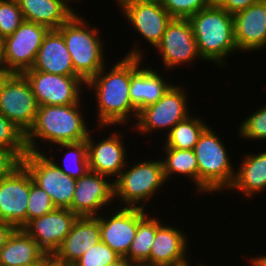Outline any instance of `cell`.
<instances>
[{
	"label": "cell",
	"mask_w": 266,
	"mask_h": 266,
	"mask_svg": "<svg viewBox=\"0 0 266 266\" xmlns=\"http://www.w3.org/2000/svg\"><path fill=\"white\" fill-rule=\"evenodd\" d=\"M242 159V160H241ZM240 165H236L235 177L228 192L241 194L242 200H251L266 192V149L257 154L248 152L239 159ZM230 190V191H229ZM257 194V195H256ZM255 195V196H254ZM243 196V197H242ZM246 198V199H245Z\"/></svg>",
	"instance_id": "cell-23"
},
{
	"label": "cell",
	"mask_w": 266,
	"mask_h": 266,
	"mask_svg": "<svg viewBox=\"0 0 266 266\" xmlns=\"http://www.w3.org/2000/svg\"><path fill=\"white\" fill-rule=\"evenodd\" d=\"M136 266H158V265H153L148 263H136Z\"/></svg>",
	"instance_id": "cell-45"
},
{
	"label": "cell",
	"mask_w": 266,
	"mask_h": 266,
	"mask_svg": "<svg viewBox=\"0 0 266 266\" xmlns=\"http://www.w3.org/2000/svg\"><path fill=\"white\" fill-rule=\"evenodd\" d=\"M207 1L209 6H218V7H221L226 2V0H207Z\"/></svg>",
	"instance_id": "cell-44"
},
{
	"label": "cell",
	"mask_w": 266,
	"mask_h": 266,
	"mask_svg": "<svg viewBox=\"0 0 266 266\" xmlns=\"http://www.w3.org/2000/svg\"><path fill=\"white\" fill-rule=\"evenodd\" d=\"M108 266H136V263L129 261L126 257H120L118 260Z\"/></svg>",
	"instance_id": "cell-43"
},
{
	"label": "cell",
	"mask_w": 266,
	"mask_h": 266,
	"mask_svg": "<svg viewBox=\"0 0 266 266\" xmlns=\"http://www.w3.org/2000/svg\"><path fill=\"white\" fill-rule=\"evenodd\" d=\"M173 18L189 19L198 11L209 6L207 0H160Z\"/></svg>",
	"instance_id": "cell-36"
},
{
	"label": "cell",
	"mask_w": 266,
	"mask_h": 266,
	"mask_svg": "<svg viewBox=\"0 0 266 266\" xmlns=\"http://www.w3.org/2000/svg\"><path fill=\"white\" fill-rule=\"evenodd\" d=\"M33 179L21 164L9 176L0 179V220L16 229L27 225V206Z\"/></svg>",
	"instance_id": "cell-17"
},
{
	"label": "cell",
	"mask_w": 266,
	"mask_h": 266,
	"mask_svg": "<svg viewBox=\"0 0 266 266\" xmlns=\"http://www.w3.org/2000/svg\"><path fill=\"white\" fill-rule=\"evenodd\" d=\"M127 1H134V0H115V2H127Z\"/></svg>",
	"instance_id": "cell-48"
},
{
	"label": "cell",
	"mask_w": 266,
	"mask_h": 266,
	"mask_svg": "<svg viewBox=\"0 0 266 266\" xmlns=\"http://www.w3.org/2000/svg\"><path fill=\"white\" fill-rule=\"evenodd\" d=\"M76 11L57 30L62 34L71 55L74 72L85 82L94 77L106 64L105 42L98 27ZM91 27H90V26ZM100 34V35H99ZM104 41V42H103Z\"/></svg>",
	"instance_id": "cell-5"
},
{
	"label": "cell",
	"mask_w": 266,
	"mask_h": 266,
	"mask_svg": "<svg viewBox=\"0 0 266 266\" xmlns=\"http://www.w3.org/2000/svg\"><path fill=\"white\" fill-rule=\"evenodd\" d=\"M198 264H199V265L196 264L195 266H209V264L207 265V263H203V264H201V263L198 262Z\"/></svg>",
	"instance_id": "cell-47"
},
{
	"label": "cell",
	"mask_w": 266,
	"mask_h": 266,
	"mask_svg": "<svg viewBox=\"0 0 266 266\" xmlns=\"http://www.w3.org/2000/svg\"><path fill=\"white\" fill-rule=\"evenodd\" d=\"M133 33L139 34L153 49L161 42L163 34L173 17L160 0H134L116 2Z\"/></svg>",
	"instance_id": "cell-12"
},
{
	"label": "cell",
	"mask_w": 266,
	"mask_h": 266,
	"mask_svg": "<svg viewBox=\"0 0 266 266\" xmlns=\"http://www.w3.org/2000/svg\"><path fill=\"white\" fill-rule=\"evenodd\" d=\"M0 148L13 151L20 159L28 152L25 133L0 113Z\"/></svg>",
	"instance_id": "cell-31"
},
{
	"label": "cell",
	"mask_w": 266,
	"mask_h": 266,
	"mask_svg": "<svg viewBox=\"0 0 266 266\" xmlns=\"http://www.w3.org/2000/svg\"><path fill=\"white\" fill-rule=\"evenodd\" d=\"M36 266H70L53 255H46Z\"/></svg>",
	"instance_id": "cell-40"
},
{
	"label": "cell",
	"mask_w": 266,
	"mask_h": 266,
	"mask_svg": "<svg viewBox=\"0 0 266 266\" xmlns=\"http://www.w3.org/2000/svg\"><path fill=\"white\" fill-rule=\"evenodd\" d=\"M116 208L115 205L108 212L103 211L95 217L99 221L101 241L120 257H124L135 238L138 222L148 213V209Z\"/></svg>",
	"instance_id": "cell-15"
},
{
	"label": "cell",
	"mask_w": 266,
	"mask_h": 266,
	"mask_svg": "<svg viewBox=\"0 0 266 266\" xmlns=\"http://www.w3.org/2000/svg\"><path fill=\"white\" fill-rule=\"evenodd\" d=\"M203 119L204 117L191 114L185 120L176 123L164 137L160 148L194 149L200 134L209 125Z\"/></svg>",
	"instance_id": "cell-29"
},
{
	"label": "cell",
	"mask_w": 266,
	"mask_h": 266,
	"mask_svg": "<svg viewBox=\"0 0 266 266\" xmlns=\"http://www.w3.org/2000/svg\"><path fill=\"white\" fill-rule=\"evenodd\" d=\"M11 74L12 72L10 70L6 69L4 66H0V93L4 83Z\"/></svg>",
	"instance_id": "cell-42"
},
{
	"label": "cell",
	"mask_w": 266,
	"mask_h": 266,
	"mask_svg": "<svg viewBox=\"0 0 266 266\" xmlns=\"http://www.w3.org/2000/svg\"><path fill=\"white\" fill-rule=\"evenodd\" d=\"M0 66H3V64H2L1 40H0Z\"/></svg>",
	"instance_id": "cell-46"
},
{
	"label": "cell",
	"mask_w": 266,
	"mask_h": 266,
	"mask_svg": "<svg viewBox=\"0 0 266 266\" xmlns=\"http://www.w3.org/2000/svg\"><path fill=\"white\" fill-rule=\"evenodd\" d=\"M49 30L44 25L24 20L12 35L1 40L3 66L12 73L32 68Z\"/></svg>",
	"instance_id": "cell-9"
},
{
	"label": "cell",
	"mask_w": 266,
	"mask_h": 266,
	"mask_svg": "<svg viewBox=\"0 0 266 266\" xmlns=\"http://www.w3.org/2000/svg\"><path fill=\"white\" fill-rule=\"evenodd\" d=\"M50 196L34 182L30 185V194L27 206V224L35 218L46 215L55 210Z\"/></svg>",
	"instance_id": "cell-34"
},
{
	"label": "cell",
	"mask_w": 266,
	"mask_h": 266,
	"mask_svg": "<svg viewBox=\"0 0 266 266\" xmlns=\"http://www.w3.org/2000/svg\"><path fill=\"white\" fill-rule=\"evenodd\" d=\"M39 106L72 105L83 100L86 82L79 76H64L33 70L23 72ZM83 90V91H82Z\"/></svg>",
	"instance_id": "cell-10"
},
{
	"label": "cell",
	"mask_w": 266,
	"mask_h": 266,
	"mask_svg": "<svg viewBox=\"0 0 266 266\" xmlns=\"http://www.w3.org/2000/svg\"><path fill=\"white\" fill-rule=\"evenodd\" d=\"M260 0H226V2L221 6L229 14H236L242 10L247 9L249 6Z\"/></svg>",
	"instance_id": "cell-38"
},
{
	"label": "cell",
	"mask_w": 266,
	"mask_h": 266,
	"mask_svg": "<svg viewBox=\"0 0 266 266\" xmlns=\"http://www.w3.org/2000/svg\"><path fill=\"white\" fill-rule=\"evenodd\" d=\"M16 228L5 221L0 220V250L6 244V241Z\"/></svg>",
	"instance_id": "cell-39"
},
{
	"label": "cell",
	"mask_w": 266,
	"mask_h": 266,
	"mask_svg": "<svg viewBox=\"0 0 266 266\" xmlns=\"http://www.w3.org/2000/svg\"><path fill=\"white\" fill-rule=\"evenodd\" d=\"M115 204L114 181L88 170L76 179L73 201L68 209L79 217L98 216Z\"/></svg>",
	"instance_id": "cell-14"
},
{
	"label": "cell",
	"mask_w": 266,
	"mask_h": 266,
	"mask_svg": "<svg viewBox=\"0 0 266 266\" xmlns=\"http://www.w3.org/2000/svg\"><path fill=\"white\" fill-rule=\"evenodd\" d=\"M32 69L64 76H78L74 72L65 40L57 29H50L45 35Z\"/></svg>",
	"instance_id": "cell-24"
},
{
	"label": "cell",
	"mask_w": 266,
	"mask_h": 266,
	"mask_svg": "<svg viewBox=\"0 0 266 266\" xmlns=\"http://www.w3.org/2000/svg\"><path fill=\"white\" fill-rule=\"evenodd\" d=\"M189 91L180 84H173L154 104L144 107L138 112L132 131L146 137L153 132H163L162 139L178 122L192 114L189 108ZM190 111V112H189ZM161 131V132H160Z\"/></svg>",
	"instance_id": "cell-7"
},
{
	"label": "cell",
	"mask_w": 266,
	"mask_h": 266,
	"mask_svg": "<svg viewBox=\"0 0 266 266\" xmlns=\"http://www.w3.org/2000/svg\"><path fill=\"white\" fill-rule=\"evenodd\" d=\"M101 241L99 221L95 216L78 217L70 233L53 256L72 266L79 258Z\"/></svg>",
	"instance_id": "cell-22"
},
{
	"label": "cell",
	"mask_w": 266,
	"mask_h": 266,
	"mask_svg": "<svg viewBox=\"0 0 266 266\" xmlns=\"http://www.w3.org/2000/svg\"><path fill=\"white\" fill-rule=\"evenodd\" d=\"M148 213L138 222L135 238L124 256L135 263L150 264V251L157 230V217Z\"/></svg>",
	"instance_id": "cell-30"
},
{
	"label": "cell",
	"mask_w": 266,
	"mask_h": 266,
	"mask_svg": "<svg viewBox=\"0 0 266 266\" xmlns=\"http://www.w3.org/2000/svg\"><path fill=\"white\" fill-rule=\"evenodd\" d=\"M163 150V151H162ZM161 151L164 156L161 157L163 163V170L166 182H170L171 178H187L193 182L192 186L198 194V161L194 150L162 148ZM166 154V155H165ZM173 175V177H172ZM171 177V178H170Z\"/></svg>",
	"instance_id": "cell-27"
},
{
	"label": "cell",
	"mask_w": 266,
	"mask_h": 266,
	"mask_svg": "<svg viewBox=\"0 0 266 266\" xmlns=\"http://www.w3.org/2000/svg\"><path fill=\"white\" fill-rule=\"evenodd\" d=\"M189 21L203 62L222 68L227 65V56L239 52L234 40L233 15L222 7L208 6Z\"/></svg>",
	"instance_id": "cell-3"
},
{
	"label": "cell",
	"mask_w": 266,
	"mask_h": 266,
	"mask_svg": "<svg viewBox=\"0 0 266 266\" xmlns=\"http://www.w3.org/2000/svg\"><path fill=\"white\" fill-rule=\"evenodd\" d=\"M155 159H141L139 162L135 160L130 165L128 161L114 181L115 201L118 200L116 207L147 209L146 205L149 206V202L164 186L166 188L168 183L164 176L162 160L157 157Z\"/></svg>",
	"instance_id": "cell-6"
},
{
	"label": "cell",
	"mask_w": 266,
	"mask_h": 266,
	"mask_svg": "<svg viewBox=\"0 0 266 266\" xmlns=\"http://www.w3.org/2000/svg\"><path fill=\"white\" fill-rule=\"evenodd\" d=\"M239 124L237 133L242 139L251 142L266 141V104L253 110L251 114L249 112V116Z\"/></svg>",
	"instance_id": "cell-32"
},
{
	"label": "cell",
	"mask_w": 266,
	"mask_h": 266,
	"mask_svg": "<svg viewBox=\"0 0 266 266\" xmlns=\"http://www.w3.org/2000/svg\"><path fill=\"white\" fill-rule=\"evenodd\" d=\"M84 100L72 105L39 106L34 124L25 134L27 150L44 153L46 145L51 147L53 144L86 140L92 126H89V121H85L86 116L82 111L84 107L86 110L82 104ZM41 142L45 144L44 147Z\"/></svg>",
	"instance_id": "cell-2"
},
{
	"label": "cell",
	"mask_w": 266,
	"mask_h": 266,
	"mask_svg": "<svg viewBox=\"0 0 266 266\" xmlns=\"http://www.w3.org/2000/svg\"><path fill=\"white\" fill-rule=\"evenodd\" d=\"M256 256V257H255ZM254 257L253 256H250L247 259L248 264L250 266H266V255L265 253H263V255H255Z\"/></svg>",
	"instance_id": "cell-41"
},
{
	"label": "cell",
	"mask_w": 266,
	"mask_h": 266,
	"mask_svg": "<svg viewBox=\"0 0 266 266\" xmlns=\"http://www.w3.org/2000/svg\"><path fill=\"white\" fill-rule=\"evenodd\" d=\"M56 147V149L54 148ZM51 148H54L53 150ZM66 149V150H65ZM52 152L54 154V150L61 151L64 156L61 155L63 160L61 163H58L56 160L57 157L48 152H44L62 171L64 174L69 177L78 179L82 177L88 170V157H87V144L86 140L76 143H60L50 147L47 151ZM62 164V165H61Z\"/></svg>",
	"instance_id": "cell-28"
},
{
	"label": "cell",
	"mask_w": 266,
	"mask_h": 266,
	"mask_svg": "<svg viewBox=\"0 0 266 266\" xmlns=\"http://www.w3.org/2000/svg\"><path fill=\"white\" fill-rule=\"evenodd\" d=\"M39 105L23 73H12L0 93V113L25 134L33 126Z\"/></svg>",
	"instance_id": "cell-13"
},
{
	"label": "cell",
	"mask_w": 266,
	"mask_h": 266,
	"mask_svg": "<svg viewBox=\"0 0 266 266\" xmlns=\"http://www.w3.org/2000/svg\"><path fill=\"white\" fill-rule=\"evenodd\" d=\"M46 254L22 228L15 229L0 250L4 266H36Z\"/></svg>",
	"instance_id": "cell-26"
},
{
	"label": "cell",
	"mask_w": 266,
	"mask_h": 266,
	"mask_svg": "<svg viewBox=\"0 0 266 266\" xmlns=\"http://www.w3.org/2000/svg\"><path fill=\"white\" fill-rule=\"evenodd\" d=\"M220 136L209 124L194 146L193 150L198 161V195L200 196L203 194L213 196L214 193L220 195L233 183L236 165L230 158L229 148Z\"/></svg>",
	"instance_id": "cell-4"
},
{
	"label": "cell",
	"mask_w": 266,
	"mask_h": 266,
	"mask_svg": "<svg viewBox=\"0 0 266 266\" xmlns=\"http://www.w3.org/2000/svg\"><path fill=\"white\" fill-rule=\"evenodd\" d=\"M24 20L58 29L76 11L72 0H17ZM70 5V6H69Z\"/></svg>",
	"instance_id": "cell-25"
},
{
	"label": "cell",
	"mask_w": 266,
	"mask_h": 266,
	"mask_svg": "<svg viewBox=\"0 0 266 266\" xmlns=\"http://www.w3.org/2000/svg\"><path fill=\"white\" fill-rule=\"evenodd\" d=\"M78 217L68 208H56L46 215L32 219L23 230L46 255H53Z\"/></svg>",
	"instance_id": "cell-19"
},
{
	"label": "cell",
	"mask_w": 266,
	"mask_h": 266,
	"mask_svg": "<svg viewBox=\"0 0 266 266\" xmlns=\"http://www.w3.org/2000/svg\"><path fill=\"white\" fill-rule=\"evenodd\" d=\"M234 40L240 53L266 49V0L233 15Z\"/></svg>",
	"instance_id": "cell-21"
},
{
	"label": "cell",
	"mask_w": 266,
	"mask_h": 266,
	"mask_svg": "<svg viewBox=\"0 0 266 266\" xmlns=\"http://www.w3.org/2000/svg\"><path fill=\"white\" fill-rule=\"evenodd\" d=\"M145 60L140 56H131V82L129 88L131 103L137 112L146 106L156 103L176 82L161 75L152 66L145 67ZM160 73V74H159ZM165 78V79H164Z\"/></svg>",
	"instance_id": "cell-20"
},
{
	"label": "cell",
	"mask_w": 266,
	"mask_h": 266,
	"mask_svg": "<svg viewBox=\"0 0 266 266\" xmlns=\"http://www.w3.org/2000/svg\"><path fill=\"white\" fill-rule=\"evenodd\" d=\"M154 51L161 56L160 60L164 66L163 73L165 70L166 73L170 70L173 72L176 67L178 69L181 65L190 67L197 60H202L189 19L173 18Z\"/></svg>",
	"instance_id": "cell-11"
},
{
	"label": "cell",
	"mask_w": 266,
	"mask_h": 266,
	"mask_svg": "<svg viewBox=\"0 0 266 266\" xmlns=\"http://www.w3.org/2000/svg\"><path fill=\"white\" fill-rule=\"evenodd\" d=\"M157 215V230L150 251V264L158 266H190L188 234L180 227L166 224ZM187 234V235H186ZM188 251V252H187ZM190 257V258H189Z\"/></svg>",
	"instance_id": "cell-18"
},
{
	"label": "cell",
	"mask_w": 266,
	"mask_h": 266,
	"mask_svg": "<svg viewBox=\"0 0 266 266\" xmlns=\"http://www.w3.org/2000/svg\"><path fill=\"white\" fill-rule=\"evenodd\" d=\"M23 21L17 0H0V40L12 35Z\"/></svg>",
	"instance_id": "cell-33"
},
{
	"label": "cell",
	"mask_w": 266,
	"mask_h": 266,
	"mask_svg": "<svg viewBox=\"0 0 266 266\" xmlns=\"http://www.w3.org/2000/svg\"><path fill=\"white\" fill-rule=\"evenodd\" d=\"M118 130L114 129V132L111 130L110 136L103 137L98 141L95 140L96 137L91 131L86 139L89 170L108 176L113 181L120 176L121 171L130 160L127 155L130 152H127L128 148L126 149L127 145L124 142L126 132Z\"/></svg>",
	"instance_id": "cell-16"
},
{
	"label": "cell",
	"mask_w": 266,
	"mask_h": 266,
	"mask_svg": "<svg viewBox=\"0 0 266 266\" xmlns=\"http://www.w3.org/2000/svg\"><path fill=\"white\" fill-rule=\"evenodd\" d=\"M120 256L100 241L85 252L72 266H108L118 260Z\"/></svg>",
	"instance_id": "cell-35"
},
{
	"label": "cell",
	"mask_w": 266,
	"mask_h": 266,
	"mask_svg": "<svg viewBox=\"0 0 266 266\" xmlns=\"http://www.w3.org/2000/svg\"><path fill=\"white\" fill-rule=\"evenodd\" d=\"M21 164L30 173L33 182L51 198L56 208H69L73 201L76 179L63 171L45 154L28 151Z\"/></svg>",
	"instance_id": "cell-8"
},
{
	"label": "cell",
	"mask_w": 266,
	"mask_h": 266,
	"mask_svg": "<svg viewBox=\"0 0 266 266\" xmlns=\"http://www.w3.org/2000/svg\"><path fill=\"white\" fill-rule=\"evenodd\" d=\"M21 165V159L11 150L0 148V179L9 176Z\"/></svg>",
	"instance_id": "cell-37"
},
{
	"label": "cell",
	"mask_w": 266,
	"mask_h": 266,
	"mask_svg": "<svg viewBox=\"0 0 266 266\" xmlns=\"http://www.w3.org/2000/svg\"><path fill=\"white\" fill-rule=\"evenodd\" d=\"M134 46L126 53L125 56L116 61L115 64H106L94 77L86 82V88L94 94L96 99V118L95 123L98 133L100 129L112 128L111 126L135 123L138 112L136 107L131 103L129 88L131 82V56L147 57L143 54L139 44L140 40H135ZM140 45V46H139ZM110 66L107 69V66ZM133 118V119H132ZM132 120V121H131ZM134 120V122H133ZM99 127V128H98Z\"/></svg>",
	"instance_id": "cell-1"
}]
</instances>
